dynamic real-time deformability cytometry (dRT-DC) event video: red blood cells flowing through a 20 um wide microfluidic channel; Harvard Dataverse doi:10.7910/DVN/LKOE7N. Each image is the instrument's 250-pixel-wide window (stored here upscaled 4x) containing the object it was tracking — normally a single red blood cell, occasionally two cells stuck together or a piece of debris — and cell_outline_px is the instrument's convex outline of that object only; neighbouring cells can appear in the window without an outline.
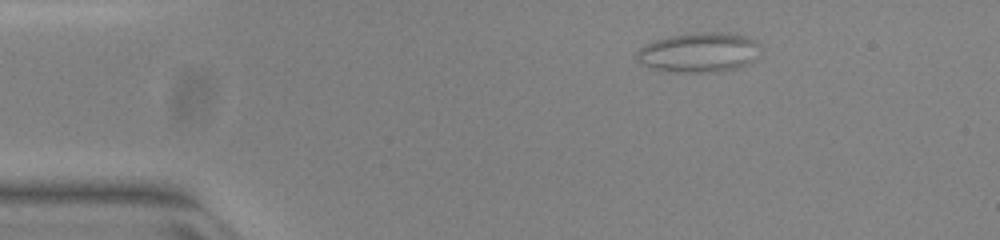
{"species": "common noctule bat (a hibernating species)", "species_latin": "Nyctalus noctula", "temperature_condition": "warm", "stored_images_in_passage": 45, "camera_frame_rate_fps": 3000, "um_per_image_px": 0.085, "animal": {"sex": "female", "body_mass_g": 23.0, "forearm_length_mm": 53.4}, "frame": {"image": 1, "passage_image": 1, "time_ms": 0.0, "image_size_px": [1000, 240], "cell_outline_px": [[760, 56], [748, 64], [736, 68], [716, 72], [684, 72], [656, 68], [640, 64], [636, 60], [636, 52], [644, 44], [668, 36], [696, 32], [728, 32], [748, 36], [760, 44]], "centroid_in_image_um": [59.47, 4.43], "position_along_channel_um": 25.5, "area_um2": 28.9}}
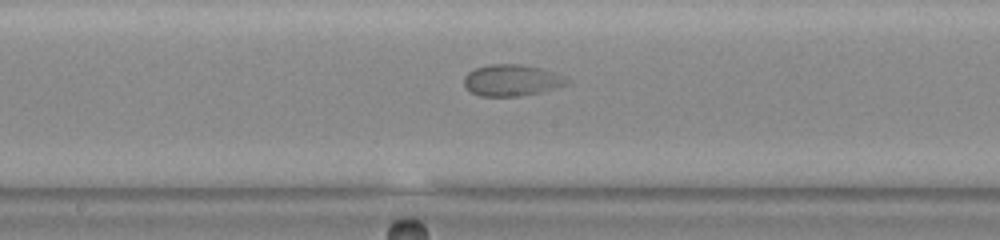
{"frame": {"image": 2, "passage_image": 20, "time_ms": 6.333, "image_size_px": [1000, 240], "cell_outline_px": [[572, 80], [568, 84], [540, 92], [520, 96], [480, 96], [472, 92], [464, 84], [464, 76], [468, 72], [476, 68], [488, 64], [520, 64], [540, 68], [564, 76]], "centroid_in_image_um": [43.5, 6.82], "position_along_channel_um": 204.7, "area_um2": 18.79}}
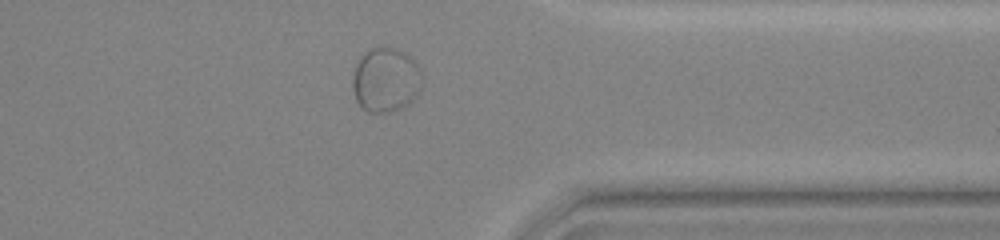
{"frame": {"image": 3, "passage_image": 34, "time_ms": 11.0, "image_size_px": [1000, 240], "cell_outline_px": [[424, 84], [416, 96], [408, 104], [392, 112], [368, 112], [356, 100], [352, 88], [352, 80], [356, 64], [360, 56], [368, 48], [396, 48], [404, 52], [420, 68], [424, 80]], "centroid_in_image_um": [32.8, 6.79], "position_along_channel_um": 378.6, "area_um2": 26.3}}